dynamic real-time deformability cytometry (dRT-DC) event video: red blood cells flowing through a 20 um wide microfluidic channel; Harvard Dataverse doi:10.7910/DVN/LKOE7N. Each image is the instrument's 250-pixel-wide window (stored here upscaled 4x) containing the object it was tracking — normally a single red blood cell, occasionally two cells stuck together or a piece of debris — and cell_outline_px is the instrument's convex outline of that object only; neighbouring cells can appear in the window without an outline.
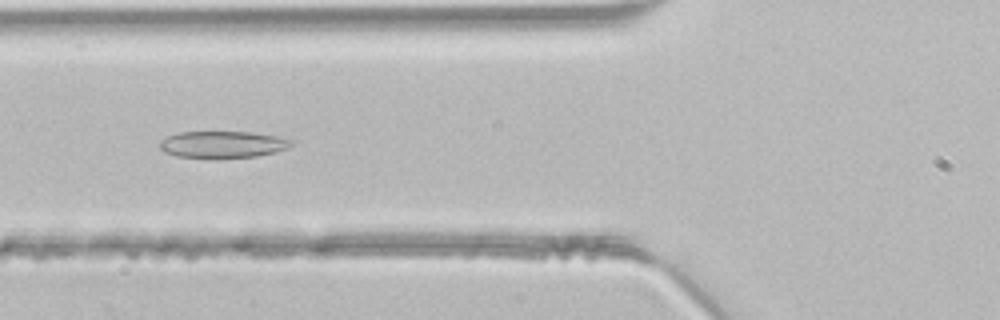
{"species": "common noctule bat (a hibernating species)", "species_latin": "Nyctalus noctula", "temperature_condition": "room temperature", "stored_images_in_passage": 46, "camera_frame_rate_fps": 3000, "um_per_image_px": 0.085, "animal": {"sex": "male", "body_mass_g": 21.5, "forearm_length_mm": 52.0}, "frame": {"image": 1, "passage_image": 17, "time_ms": 5.333, "image_size_px": [1000, 320], "cell_outline_px": [[292, 144], [288, 148], [276, 152], [256, 156], [216, 160], [176, 156], [164, 152], [160, 148], [160, 140], [168, 136], [180, 132], [252, 132], [276, 136], [292, 140]], "centroid_in_image_um": [18.91, 12.31], "position_along_channel_um": 106.9, "area_um2": 21.04}}
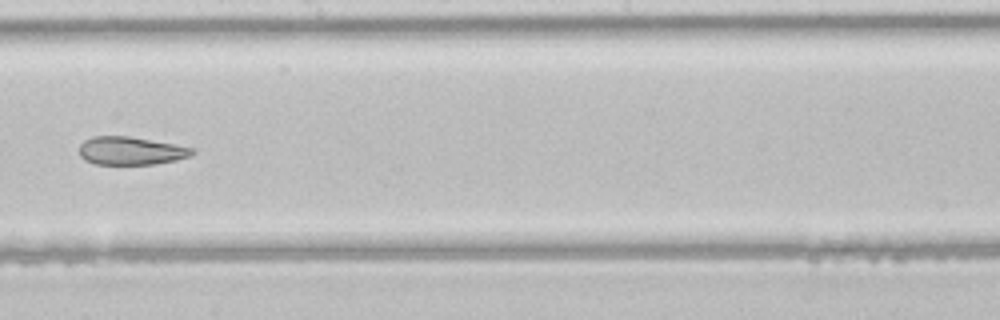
{"frame": {"image": 2, "passage_image": 26, "time_ms": 8.333, "image_size_px": [1000, 320], "cell_outline_px": [[196, 152], [188, 156], [176, 160], [156, 164], [96, 164], [84, 160], [80, 156], [80, 144], [84, 140], [92, 136], [128, 136], [172, 144], [192, 148]], "centroid_in_image_um": [11.07, 12.82], "position_along_channel_um": 237.1, "area_um2": 18.32}}
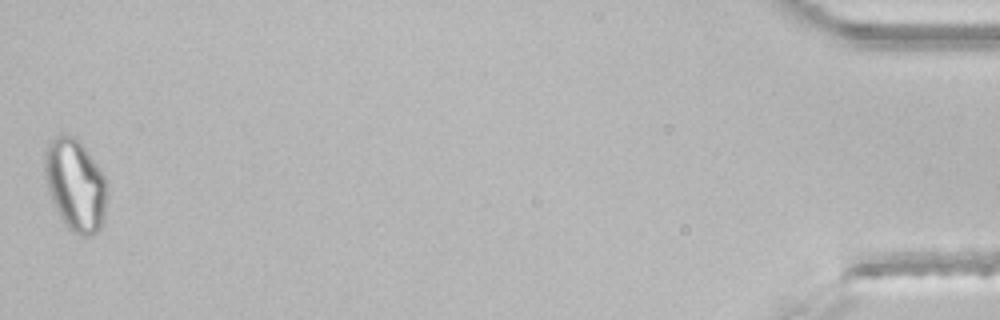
{"frame": {"image": 3, "passage_image": 46, "time_ms": 15.0, "image_size_px": [1000, 320], "cell_outline_px": [[104, 220], [100, 228], [92, 236], [84, 236], [72, 232], [64, 224], [48, 192], [44, 176], [44, 148], [48, 140], [52, 136], [60, 132], [76, 136], [80, 140], [100, 168], [104, 176]], "centroid_in_image_um": [6.34, 15.63], "position_along_channel_um": 428.9, "area_um2": 33.76}}